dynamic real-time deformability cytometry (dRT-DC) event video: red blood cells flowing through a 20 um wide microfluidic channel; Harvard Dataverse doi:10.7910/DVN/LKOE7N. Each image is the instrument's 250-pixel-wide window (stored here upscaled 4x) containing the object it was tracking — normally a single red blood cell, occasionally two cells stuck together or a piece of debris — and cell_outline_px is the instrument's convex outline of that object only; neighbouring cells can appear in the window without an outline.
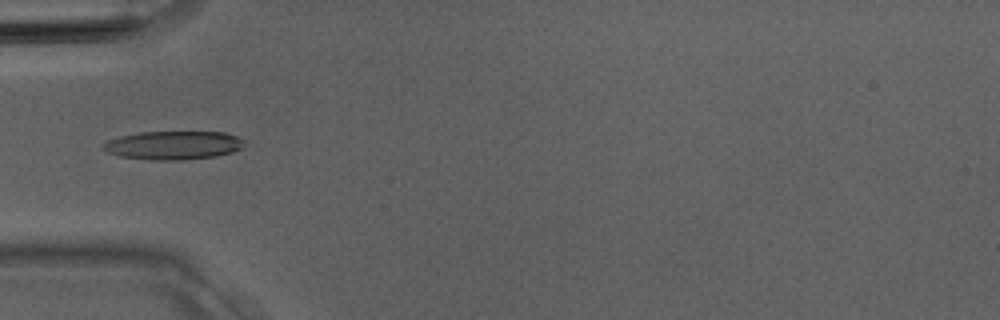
{"species": "Egyptian fruit bat (a non-hibernating species)", "species_latin": "Rousettus aegyptiacus", "temperature_condition": "room temperature", "stored_images_in_passage": 3, "camera_frame_rate_fps": 3000, "um_per_image_px": 0.085, "animal": {"sex": "male"}, "frame": {"image": 1, "passage_image": 3, "time_ms": 0.667, "image_size_px": [1000, 320], "cell_outline_px": [[244, 148], [232, 152], [216, 156], [184, 160], [152, 160], [120, 156], [108, 152], [100, 148], [100, 144], [108, 140], [120, 136], [140, 132], [224, 132], [236, 136], [244, 140]], "centroid_in_image_um": [14.72, 12.35], "position_along_channel_um": 70.3, "area_um2": 23.64}}